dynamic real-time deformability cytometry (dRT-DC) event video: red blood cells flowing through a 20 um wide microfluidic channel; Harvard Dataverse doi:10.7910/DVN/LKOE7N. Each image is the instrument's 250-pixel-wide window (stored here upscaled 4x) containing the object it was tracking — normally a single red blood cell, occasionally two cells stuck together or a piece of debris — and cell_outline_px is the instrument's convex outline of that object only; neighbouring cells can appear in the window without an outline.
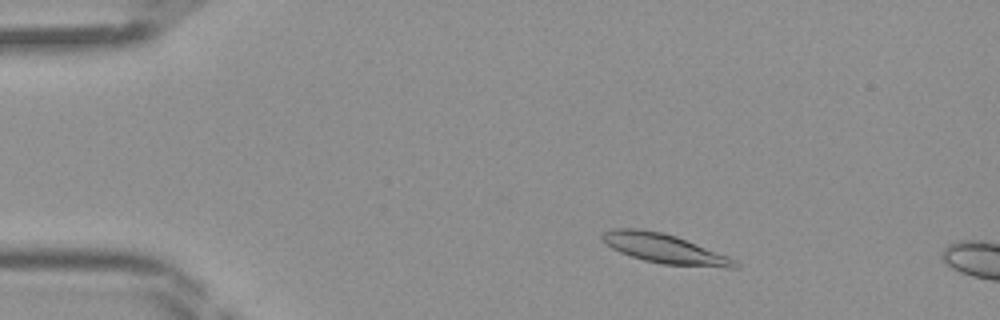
{"species": "Egyptian fruit bat (a non-hibernating species)", "species_latin": "Rousettus aegyptiacus", "temperature_condition": "room temperature", "stored_images_in_passage": 10, "camera_frame_rate_fps": 3000, "um_per_image_px": 0.085, "frame": {"image": 1, "passage_image": 6, "time_ms": 1.667, "image_size_px": [1000, 320], "cell_outline_px": [[740, 268], [724, 268], [664, 264], [644, 260], [620, 252], [612, 248], [600, 236], [604, 232], [612, 228], [636, 228], [664, 232], [676, 236], [728, 256], [736, 260], [740, 264]], "centroid_in_image_um": [56.53, 21.14], "position_along_channel_um": 28.5, "area_um2": 22.66}}